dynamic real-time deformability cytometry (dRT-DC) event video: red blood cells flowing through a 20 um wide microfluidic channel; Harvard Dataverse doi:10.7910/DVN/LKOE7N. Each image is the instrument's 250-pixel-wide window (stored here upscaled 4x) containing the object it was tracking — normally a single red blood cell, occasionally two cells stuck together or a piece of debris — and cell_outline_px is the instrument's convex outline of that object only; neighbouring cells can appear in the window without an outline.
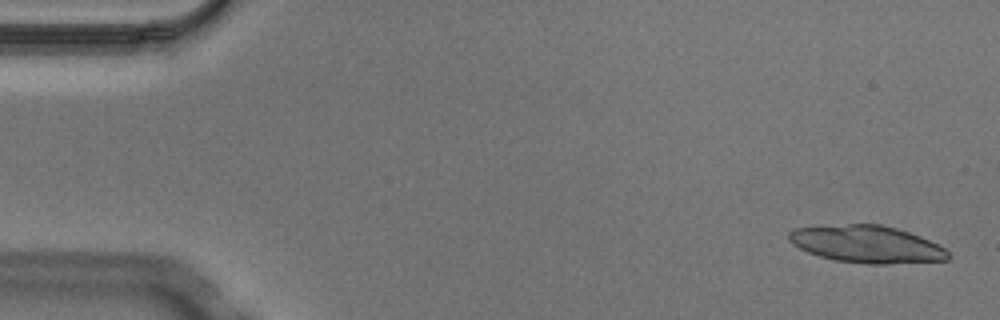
{"species": "Egyptian fruit bat (a non-hibernating species)", "species_latin": "Rousettus aegyptiacus", "temperature_condition": "cold", "stored_images_in_passage": 5, "segment_of_instrument_passage": [1, 2], "camera_frame_rate_fps": 3000, "um_per_image_px": 0.085, "animal": {"sex": "male"}, "frame": {"image": 1, "passage_image": 1, "time_ms": 0.0, "image_size_px": [1000, 320], "cell_outline_px": [[952, 256], [948, 260], [888, 264], [864, 264], [836, 260], [820, 256], [808, 252], [792, 244], [788, 240], [788, 232], [792, 228], [848, 224], [880, 224], [896, 228], [920, 236], [944, 248]], "centroid_in_image_um": [73.66, 20.76], "position_along_channel_um": 11.3, "area_um2": 34.56}}